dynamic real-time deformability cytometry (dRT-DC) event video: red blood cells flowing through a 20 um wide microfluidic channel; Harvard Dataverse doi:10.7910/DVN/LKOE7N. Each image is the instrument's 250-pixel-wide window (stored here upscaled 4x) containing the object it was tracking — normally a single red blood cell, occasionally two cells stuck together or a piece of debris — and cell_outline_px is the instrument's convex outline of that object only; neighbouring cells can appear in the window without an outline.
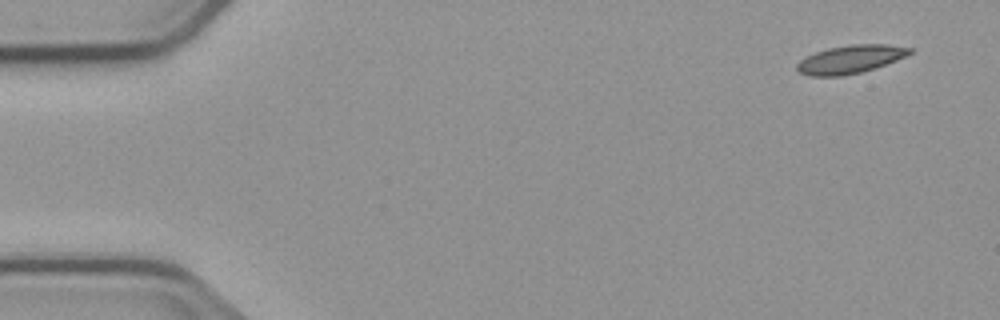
{"species": "common noctule bat (a hibernating species)", "species_latin": "Nyctalus noctula", "temperature_condition": "cold", "stored_images_in_passage": 8, "camera_frame_rate_fps": 3000, "um_per_image_px": 0.085, "animal": {"sex": "male", "body_mass_g": 23.1, "forearm_length_mm": 52.7}, "frame": {"image": 1, "passage_image": 1, "time_ms": 0.0, "image_size_px": [1000, 320], "cell_outline_px": [[912, 52], [896, 60], [876, 68], [860, 72], [840, 76], [812, 76], [800, 72], [796, 68], [796, 64], [800, 60], [816, 52], [828, 48], [852, 44], [888, 44], [912, 48]], "centroid_in_image_um": [72.28, 5.03], "position_along_channel_um": 12.7, "area_um2": 18.32}}
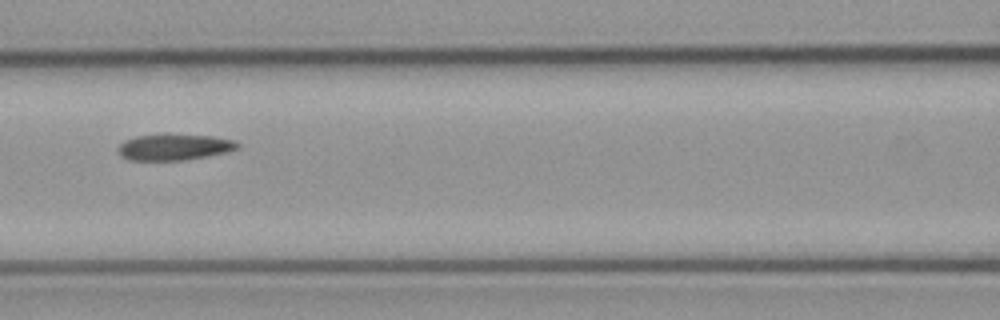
{"frame": {"image": 2, "passage_image": 6, "time_ms": 7.0, "image_size_px": [1000, 320], "cell_outline_px": [[240, 148], [228, 152], [180, 160], [128, 160], [120, 156], [120, 144], [124, 140], [136, 136], [164, 132], [168, 132], [212, 136], [236, 140], [240, 144]], "centroid_in_image_um": [14.83, 12.46], "position_along_channel_um": 151.8, "area_um2": 18.73}}
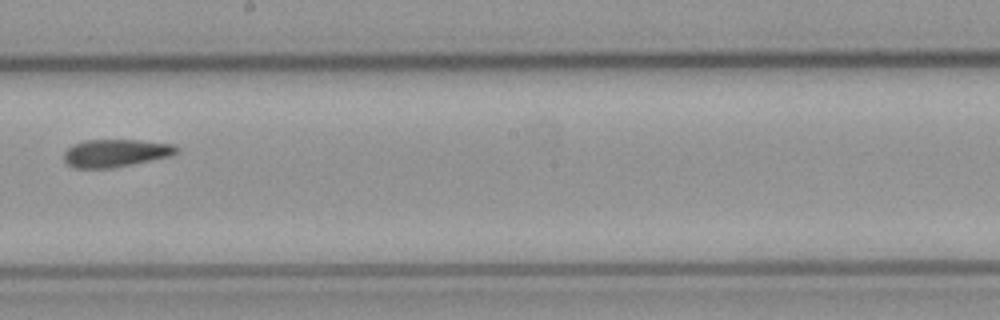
{"frame": {"image": 3, "passage_image": 8, "time_ms": 9.333, "image_size_px": [1000, 320], "cell_outline_px": [[180, 152], [172, 156], [112, 168], [76, 168], [68, 164], [64, 160], [64, 152], [72, 144], [84, 140], [140, 140], [172, 144], [180, 148]], "centroid_in_image_um": [9.86, 13.0], "position_along_channel_um": 238.3, "area_um2": 18.32}}